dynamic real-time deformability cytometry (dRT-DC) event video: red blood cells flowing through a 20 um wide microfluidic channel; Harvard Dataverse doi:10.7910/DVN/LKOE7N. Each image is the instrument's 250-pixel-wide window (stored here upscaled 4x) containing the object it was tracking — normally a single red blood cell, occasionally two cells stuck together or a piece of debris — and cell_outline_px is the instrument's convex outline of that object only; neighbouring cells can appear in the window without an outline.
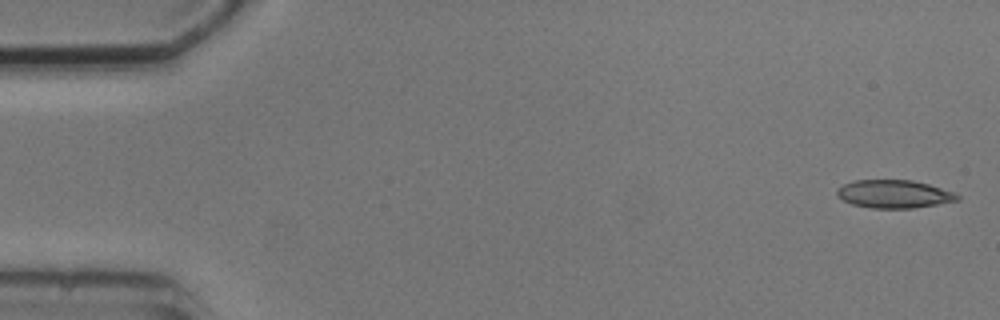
{"species": "common noctule bat (a hibernating species)", "species_latin": "Nyctalus noctula", "temperature_condition": "cold", "stored_images_in_passage": 5, "camera_frame_rate_fps": 3000, "um_per_image_px": 0.085, "animal": {"sex": "male", "body_mass_g": 20.5, "forearm_length_mm": 52.5}, "frame": {"image": 1, "passage_image": 1, "time_ms": 0.0, "image_size_px": [1000, 320], "cell_outline_px": [[960, 200], [912, 208], [872, 208], [852, 204], [844, 200], [836, 192], [836, 188], [844, 184], [856, 180], [912, 180], [928, 184], [956, 192], [960, 196]], "centroid_in_image_um": [76.02, 16.48], "position_along_channel_um": 9.0, "area_um2": 19.59}}
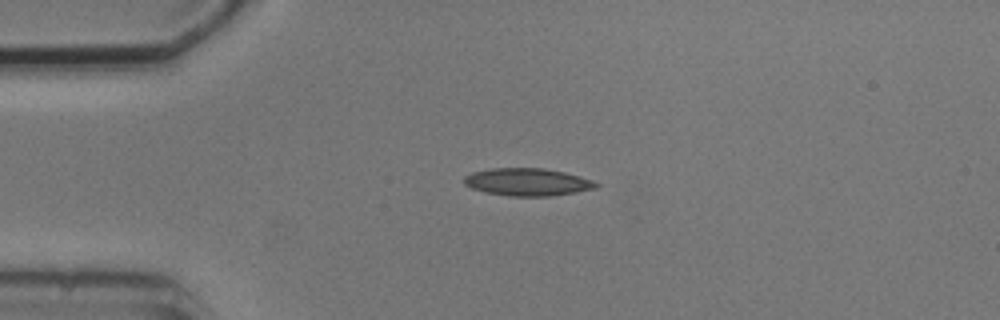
{"frame": {"image": 2, "passage_image": 4, "time_ms": 3.667, "image_size_px": [1000, 320], "cell_outline_px": [[600, 184], [596, 188], [576, 192], [552, 196], [508, 196], [484, 192], [472, 188], [464, 184], [464, 176], [472, 172], [488, 168], [544, 168], [564, 172], [580, 176], [592, 180]], "centroid_in_image_um": [44.82, 15.47], "position_along_channel_um": 40.2, "area_um2": 21.33}}